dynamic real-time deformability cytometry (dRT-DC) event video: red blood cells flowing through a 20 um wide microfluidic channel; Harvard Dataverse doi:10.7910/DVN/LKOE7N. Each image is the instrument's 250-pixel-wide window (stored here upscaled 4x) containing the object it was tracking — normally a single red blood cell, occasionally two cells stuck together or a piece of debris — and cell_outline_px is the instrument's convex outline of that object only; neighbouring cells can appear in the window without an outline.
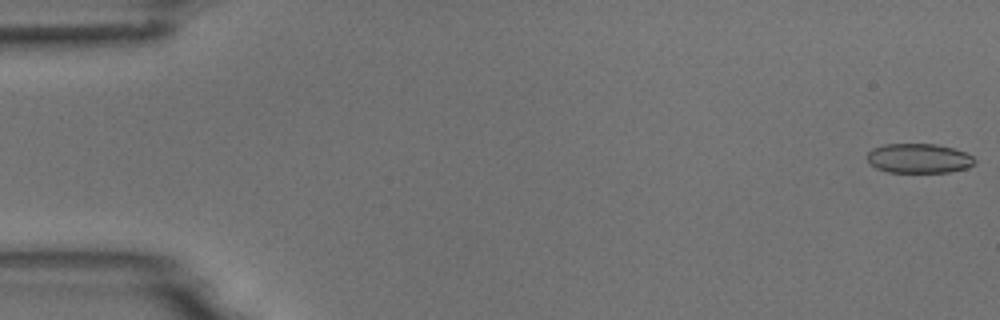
{"species": "common noctule bat (a hibernating species)", "species_latin": "Nyctalus noctula", "temperature_condition": "room temperature", "stored_images_in_passage": 55, "camera_frame_rate_fps": 3000, "um_per_image_px": 0.085, "animal": {"sex": "male", "body_mass_g": 18.8}, "frame": {"image": 1, "passage_image": 1, "time_ms": 0.0, "image_size_px": [1000, 320], "cell_outline_px": [[976, 160], [968, 168], [948, 172], [888, 172], [876, 168], [868, 164], [868, 152], [872, 148], [884, 144], [936, 144], [952, 148], [964, 152], [972, 156]], "centroid_in_image_um": [78.07, 13.46], "position_along_channel_um": 6.9, "area_um2": 18.5}}
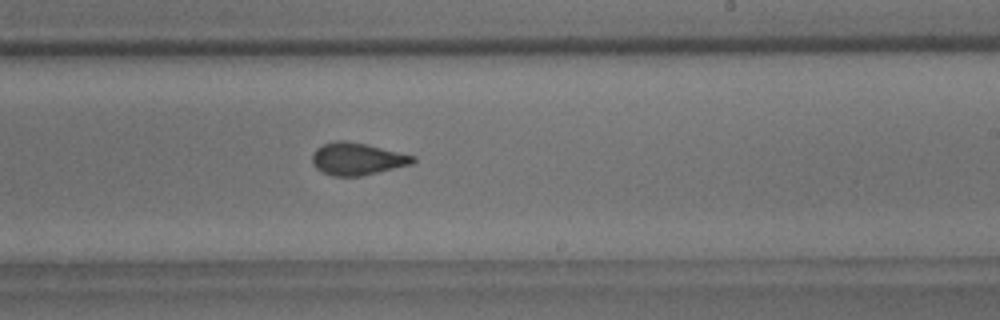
{"frame": {"image": 2, "passage_image": 33, "time_ms": 10.667, "image_size_px": [1000, 320], "cell_outline_px": [[416, 160], [412, 164], [360, 176], [332, 176], [316, 168], [312, 164], [312, 152], [316, 148], [324, 144], [336, 140], [344, 140], [368, 144], [416, 156]], "centroid_in_image_um": [30.35, 13.49], "position_along_channel_um": 258.6, "area_um2": 19.02}}
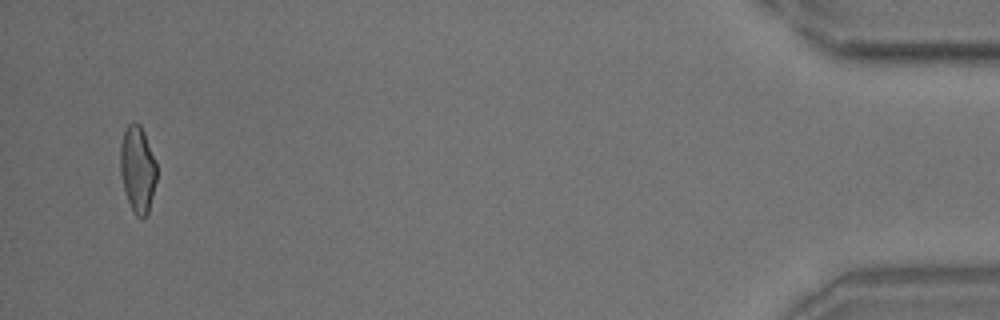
{"frame": {"image": 3, "passage_image": 53, "time_ms": 17.333, "image_size_px": [1000, 320], "cell_outline_px": [[156, 180], [148, 212], [144, 220], [140, 220], [132, 212], [124, 188], [120, 172], [120, 144], [124, 132], [128, 124], [132, 120], [140, 124], [144, 132], [156, 160]], "centroid_in_image_um": [11.69, 14.38], "position_along_channel_um": 423.5, "area_um2": 18.55}}